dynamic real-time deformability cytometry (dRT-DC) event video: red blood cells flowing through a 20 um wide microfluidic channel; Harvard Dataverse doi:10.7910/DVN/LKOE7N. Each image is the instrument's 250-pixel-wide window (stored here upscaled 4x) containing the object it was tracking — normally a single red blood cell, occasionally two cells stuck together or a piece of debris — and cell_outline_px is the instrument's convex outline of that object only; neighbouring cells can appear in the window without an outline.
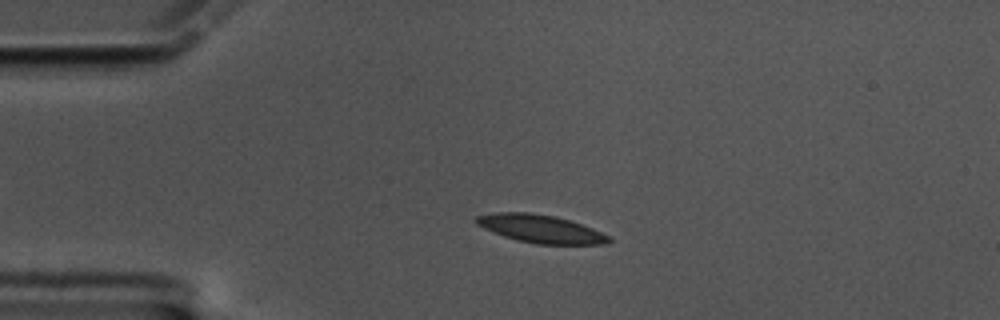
{"species": "common noctule bat (a hibernating species)", "species_latin": "Nyctalus noctula", "temperature_condition": "cold", "stored_images_in_passage": 59, "camera_frame_rate_fps": 3000, "um_per_image_px": 0.085, "animal": {"sex": "male", "body_mass_g": 17.5, "forearm_length_mm": 52.3}, "frame": {"image": 1, "passage_image": 13, "time_ms": 4.0, "image_size_px": [1000, 320], "cell_outline_px": [[612, 240], [604, 244], [536, 244], [516, 240], [504, 236], [484, 228], [476, 224], [472, 220], [476, 216], [496, 212], [528, 212], [552, 216], [568, 220], [592, 228], [608, 236]], "centroid_in_image_um": [45.89, 19.45], "position_along_channel_um": 39.1, "area_um2": 21.39}}
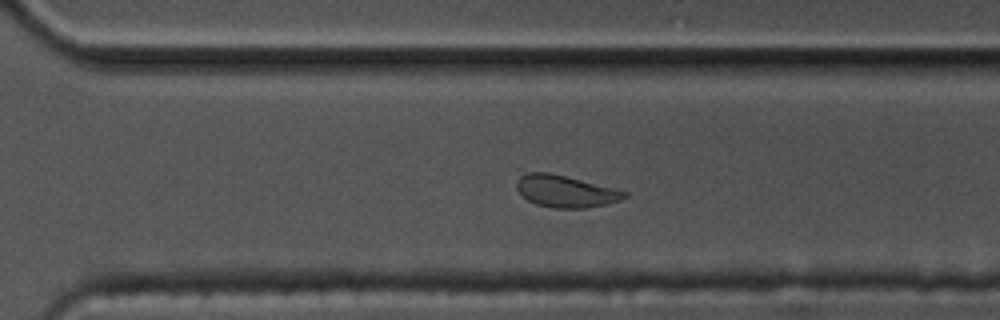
{"frame": {"image": 2, "passage_image": 41, "time_ms": 13.333, "image_size_px": [1000, 320], "cell_outline_px": [[628, 196], [620, 200], [608, 204], [584, 208], [556, 208], [536, 204], [520, 196], [516, 188], [516, 180], [520, 176], [528, 172], [548, 172], [628, 192]], "centroid_in_image_um": [48.02, 16.27], "position_along_channel_um": 322.6, "area_um2": 19.94}}
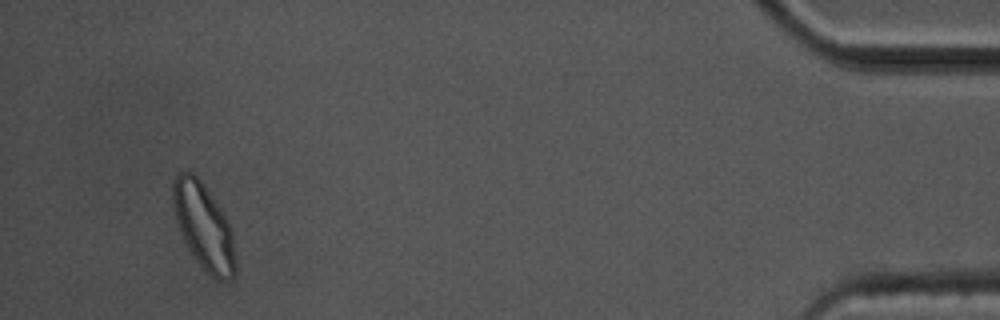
{"frame": {"image": 3, "passage_image": 56, "time_ms": 18.333, "image_size_px": [1000, 320], "cell_outline_px": [[236, 272], [228, 280], [216, 280], [196, 260], [184, 240], [180, 232], [172, 200], [172, 184], [176, 176], [180, 172], [192, 172], [200, 180], [224, 212], [228, 220], [232, 232], [236, 264]], "centroid_in_image_um": [17.33, 19.24], "position_along_channel_um": 417.9, "area_um2": 30.98}, "authors_computed_cell_mechanics": {"area_um2": 21.1548, "velocity_mm_per_s": 3.3567, "shape_relaxation_time_tau1_ms": 4.1904, "shape_relaxation_time_tau2_ms": 3.212, "deformation_change_tau1": 0.1128, "deformation_change_tau2": 0.0775}}